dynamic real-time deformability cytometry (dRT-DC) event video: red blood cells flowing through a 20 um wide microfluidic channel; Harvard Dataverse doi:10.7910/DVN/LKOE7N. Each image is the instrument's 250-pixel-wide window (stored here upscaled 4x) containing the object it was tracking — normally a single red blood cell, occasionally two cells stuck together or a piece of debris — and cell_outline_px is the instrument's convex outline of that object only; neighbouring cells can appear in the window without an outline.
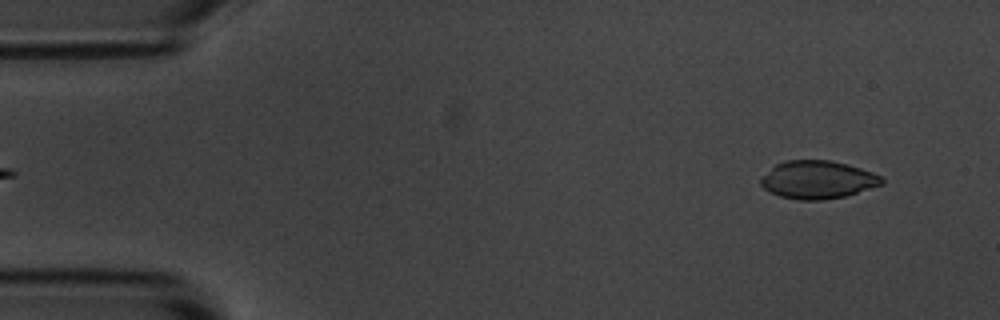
{"species": "common noctule bat (a hibernating species)", "species_latin": "Nyctalus noctula", "temperature_condition": "room temperature", "stored_images_in_passage": 13, "camera_frame_rate_fps": 3000, "um_per_image_px": 0.085, "animal": {"sex": "male", "body_mass_g": 20.1, "forearm_length_mm": 53.5}, "frame": {"image": 1, "passage_image": 2, "time_ms": 0.333, "image_size_px": [1000, 320], "cell_outline_px": [[884, 184], [844, 196], [820, 200], [800, 200], [780, 196], [768, 192], [760, 184], [760, 176], [776, 164], [784, 160], [832, 160], [848, 164], [872, 172], [880, 176], [884, 180]], "centroid_in_image_um": [69.47, 15.27], "position_along_channel_um": 15.5, "area_um2": 26.88}}